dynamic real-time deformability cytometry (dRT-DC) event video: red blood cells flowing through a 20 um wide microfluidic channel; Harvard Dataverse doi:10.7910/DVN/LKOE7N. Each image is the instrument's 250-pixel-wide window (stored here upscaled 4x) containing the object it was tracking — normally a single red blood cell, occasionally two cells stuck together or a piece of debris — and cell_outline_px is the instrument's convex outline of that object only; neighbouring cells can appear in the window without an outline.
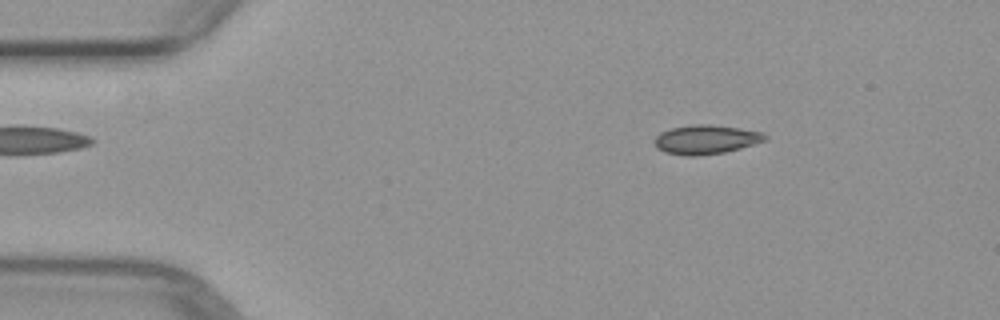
{"species": "common noctule bat (a hibernating species)", "species_latin": "Nyctalus noctula", "temperature_condition": "warm", "stored_images_in_passage": 4, "camera_frame_rate_fps": 3000, "um_per_image_px": 0.085, "animal": {"sex": "female", "body_mass_g": 29.2, "forearm_length_mm": 56.3}, "frame": {"image": 1, "passage_image": 2, "time_ms": 1.0, "image_size_px": [1000, 320], "cell_outline_px": [[768, 140], [740, 148], [724, 152], [700, 156], [688, 156], [664, 152], [656, 148], [652, 140], [660, 132], [672, 128], [692, 124], [708, 124], [740, 128], [764, 132], [768, 136]], "centroid_in_image_um": [60.0, 11.86], "position_along_channel_um": 25.0, "area_um2": 19.02}}
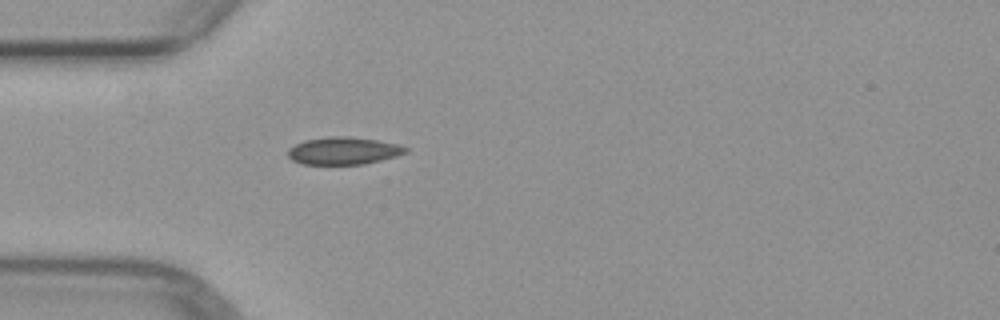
{"frame": {"image": 2, "passage_image": 4, "time_ms": 3.333, "image_size_px": [1000, 320], "cell_outline_px": [[408, 152], [396, 156], [364, 164], [304, 164], [292, 160], [288, 156], [288, 148], [304, 140], [328, 136], [348, 136], [380, 140], [396, 144], [408, 148]], "centroid_in_image_um": [29.19, 12.8], "position_along_channel_um": 55.8, "area_um2": 18.84}}